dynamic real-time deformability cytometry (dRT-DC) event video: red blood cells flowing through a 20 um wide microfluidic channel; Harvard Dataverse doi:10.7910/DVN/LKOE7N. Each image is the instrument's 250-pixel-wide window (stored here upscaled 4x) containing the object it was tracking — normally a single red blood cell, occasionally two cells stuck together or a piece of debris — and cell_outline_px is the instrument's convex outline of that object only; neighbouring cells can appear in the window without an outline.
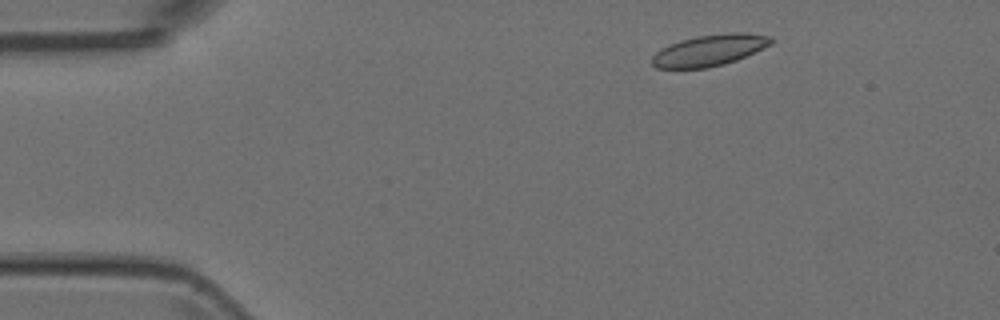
{"species": "Egyptian fruit bat (a non-hibernating species)", "species_latin": "Rousettus aegyptiacus", "temperature_condition": "room temperature", "stored_images_in_passage": 2, "camera_frame_rate_fps": 3000, "um_per_image_px": 0.085, "animal": {"sex": "female"}, "frame": {"image": 1, "passage_image": 1, "time_ms": 0.0, "image_size_px": [1000, 320], "cell_outline_px": [[776, 40], [772, 44], [736, 60], [724, 64], [708, 68], [656, 68], [652, 64], [652, 56], [656, 52], [680, 40], [696, 36], [728, 32], [744, 32], [772, 36]], "centroid_in_image_um": [60.36, 4.26], "position_along_channel_um": 24.6, "area_um2": 21.73}}